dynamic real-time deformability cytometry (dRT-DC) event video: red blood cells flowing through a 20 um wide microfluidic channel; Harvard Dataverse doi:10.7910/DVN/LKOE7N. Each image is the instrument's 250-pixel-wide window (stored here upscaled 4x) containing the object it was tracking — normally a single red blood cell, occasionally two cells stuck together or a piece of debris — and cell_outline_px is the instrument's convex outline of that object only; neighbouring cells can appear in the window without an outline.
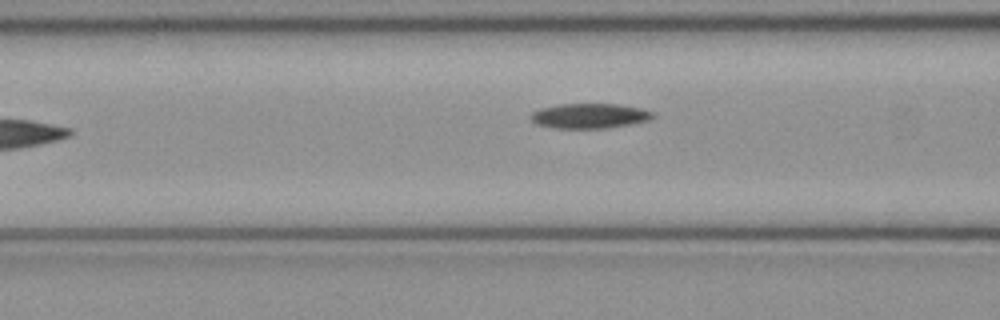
{"species": "common noctule bat (a hibernating species)", "species_latin": "Nyctalus noctula", "temperature_condition": "cold", "stored_images_in_passage": 35, "camera_frame_rate_fps": 3000, "um_per_image_px": 0.085, "animal": {"sex": "female", "body_mass_g": 21.9}, "frame": {"image": 1, "passage_image": 7, "time_ms": 2.0, "image_size_px": [1000, 320], "cell_outline_px": [[656, 116], [648, 120], [608, 128], [552, 128], [536, 124], [528, 116], [532, 112], [540, 108], [560, 104], [620, 104], [640, 108], [656, 112]], "centroid_in_image_um": [50.11, 9.84], "position_along_channel_um": 116.5, "area_um2": 17.86}}
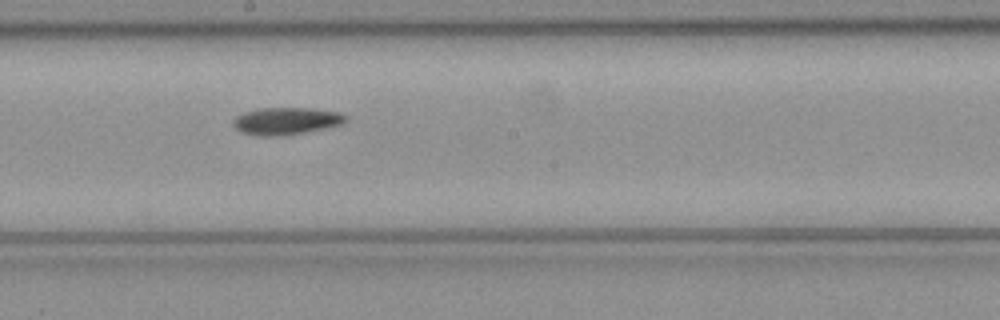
{"frame": {"image": 2, "passage_image": 15, "time_ms": 4.667, "image_size_px": [1000, 320], "cell_outline_px": [[348, 120], [344, 124], [328, 128], [280, 136], [260, 136], [240, 132], [232, 124], [232, 120], [236, 116], [244, 112], [256, 108], [312, 108], [340, 112], [348, 116]], "centroid_in_image_um": [24.35, 10.28], "position_along_channel_um": 223.8, "area_um2": 18.21}}
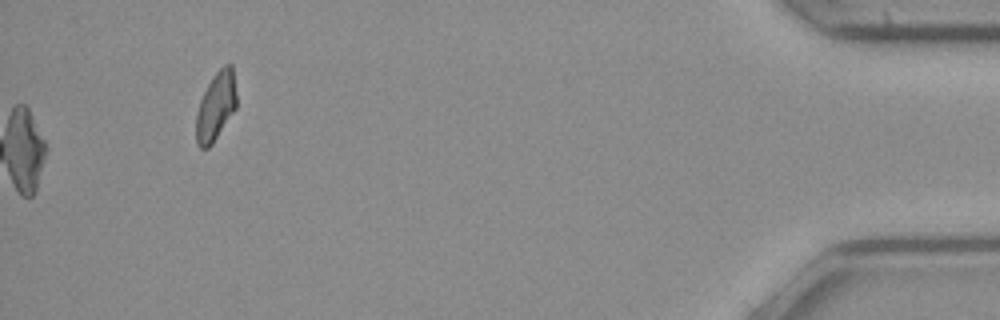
{"frame": {"image": 3, "passage_image": 35, "time_ms": 11.333, "image_size_px": [1000, 320], "cell_outline_px": [[236, 108], [212, 144], [208, 148], [200, 148], [196, 144], [196, 112], [200, 100], [212, 76], [224, 64], [232, 64], [236, 92]], "centroid_in_image_um": [18.34, 9.04], "position_along_channel_um": 416.9, "area_um2": 16.13}, "authors_computed_cell_mechanics": {"area_um2": 18.1492, "velocity_mm_per_s": 4.0133, "shape_relaxation_time_tau1_ms": 5.6893, "shape_relaxation_time_tau2_ms": null, "deformation_change_tau1": 0.1365, "deformation_change_tau2": null}}